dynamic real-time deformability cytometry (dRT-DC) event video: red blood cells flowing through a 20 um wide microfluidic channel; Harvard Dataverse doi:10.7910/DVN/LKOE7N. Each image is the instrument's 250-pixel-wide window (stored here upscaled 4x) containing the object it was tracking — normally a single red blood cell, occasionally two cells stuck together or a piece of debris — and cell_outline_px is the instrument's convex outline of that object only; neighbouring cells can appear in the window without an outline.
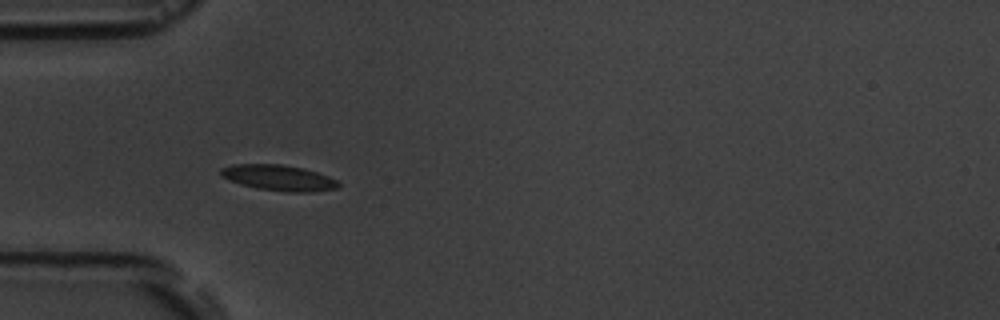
{"species": "common noctule bat (a hibernating species)", "species_latin": "Nyctalus noctula", "temperature_condition": "room temperature", "stored_images_in_passage": 10, "camera_frame_rate_fps": 3000, "um_per_image_px": 0.085, "animal": {"sex": "male", "body_mass_g": 19.5, "forearm_length_mm": 54.6}, "frame": {"image": 1, "passage_image": 5, "time_ms": 4.333, "image_size_px": [1000, 320], "cell_outline_px": [[340, 188], [312, 192], [288, 192], [256, 188], [240, 184], [228, 180], [220, 176], [220, 168], [232, 164], [280, 164], [304, 168], [328, 176], [336, 180], [340, 184]], "centroid_in_image_um": [23.67, 15.11], "position_along_channel_um": 61.3, "area_um2": 17.8}}
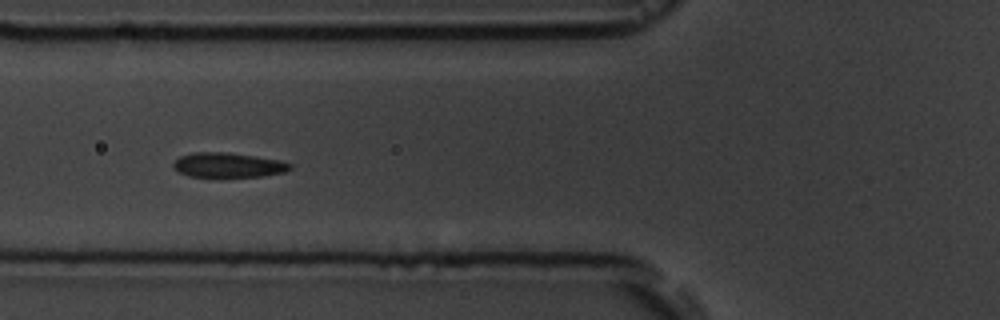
{"frame": {"image": 2, "passage_image": 6, "time_ms": 5.667, "image_size_px": [1000, 320], "cell_outline_px": [[292, 168], [284, 172], [260, 176], [188, 176], [180, 172], [172, 164], [180, 156], [192, 152], [224, 152], [280, 160], [292, 164]], "centroid_in_image_um": [19.39, 14.02], "position_along_channel_um": 106.4, "area_um2": 16.42}}
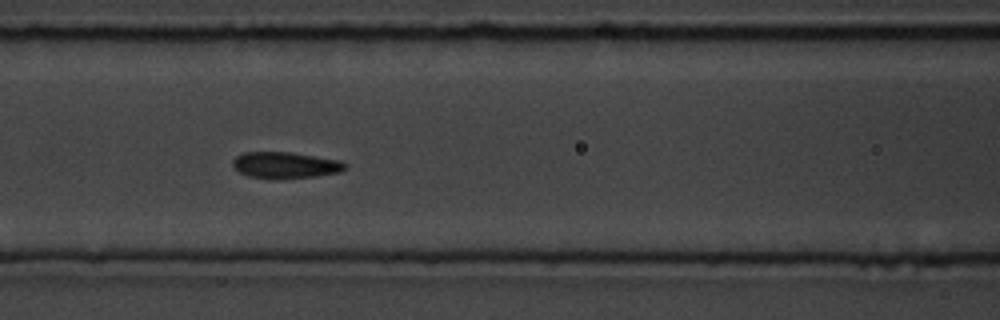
{"frame": {"image": 3, "passage_image": 7, "time_ms": 6.667, "image_size_px": [1000, 320], "cell_outline_px": [[348, 168], [340, 172], [316, 176], [248, 176], [240, 172], [232, 164], [232, 160], [236, 156], [244, 152], [288, 152], [340, 160], [348, 164]], "centroid_in_image_um": [24.3, 13.99], "position_along_channel_um": 142.3, "area_um2": 16.47}}